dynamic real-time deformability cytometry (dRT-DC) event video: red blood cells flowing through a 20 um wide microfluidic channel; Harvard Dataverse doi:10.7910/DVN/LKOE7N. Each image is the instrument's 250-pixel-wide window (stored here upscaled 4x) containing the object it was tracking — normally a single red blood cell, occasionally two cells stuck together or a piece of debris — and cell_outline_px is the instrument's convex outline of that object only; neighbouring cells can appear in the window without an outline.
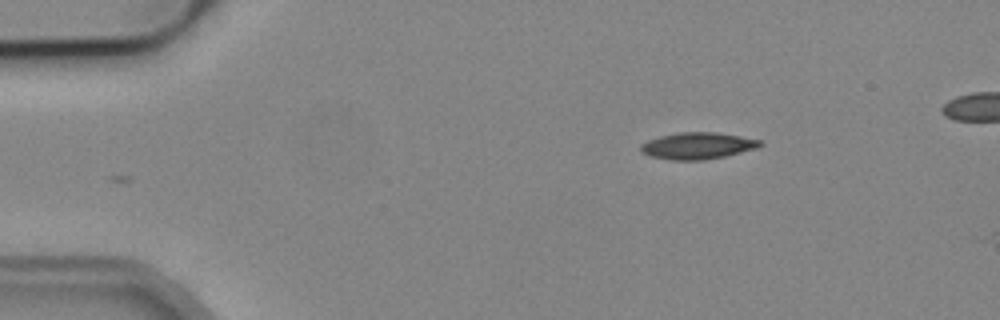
{"species": "common noctule bat (a hibernating species)", "species_latin": "Nyctalus noctula", "temperature_condition": "cold", "stored_images_in_passage": 3, "camera_frame_rate_fps": 3000, "um_per_image_px": 0.085, "animal": {"sex": "male", "body_mass_g": 19.2, "forearm_length_mm": 51.8}, "frame": {"image": 1, "passage_image": 1, "time_ms": 0.0, "image_size_px": [1000, 320], "cell_outline_px": [[764, 144], [756, 148], [724, 156], [704, 160], [672, 160], [648, 156], [640, 152], [640, 144], [648, 140], [660, 136], [680, 132], [716, 132], [740, 136], [760, 140]], "centroid_in_image_um": [59.25, 12.39], "position_along_channel_um": 25.7, "area_um2": 18.55}}